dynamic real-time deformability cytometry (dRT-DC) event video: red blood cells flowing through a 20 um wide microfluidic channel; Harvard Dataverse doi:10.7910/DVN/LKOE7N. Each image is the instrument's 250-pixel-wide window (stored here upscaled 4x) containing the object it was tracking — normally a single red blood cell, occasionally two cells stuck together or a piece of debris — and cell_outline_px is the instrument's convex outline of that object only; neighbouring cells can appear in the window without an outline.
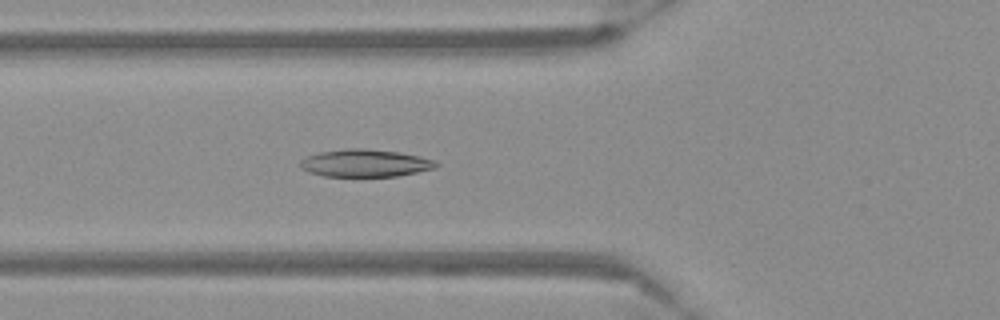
{"species": "Egyptian fruit bat (a non-hibernating species)", "species_latin": "Rousettus aegyptiacus", "temperature_condition": "warm", "stored_images_in_passage": 57, "camera_frame_rate_fps": 3000, "um_per_image_px": 0.085, "frame": {"image": 1, "passage_image": 21, "time_ms": 6.667, "image_size_px": [1000, 320], "cell_outline_px": [[440, 164], [436, 168], [396, 176], [324, 176], [308, 172], [300, 168], [300, 160], [308, 156], [320, 152], [348, 148], [364, 148], [400, 152], [420, 156], [436, 160]], "centroid_in_image_um": [31.06, 13.86], "position_along_channel_um": 94.7, "area_um2": 21.85}}
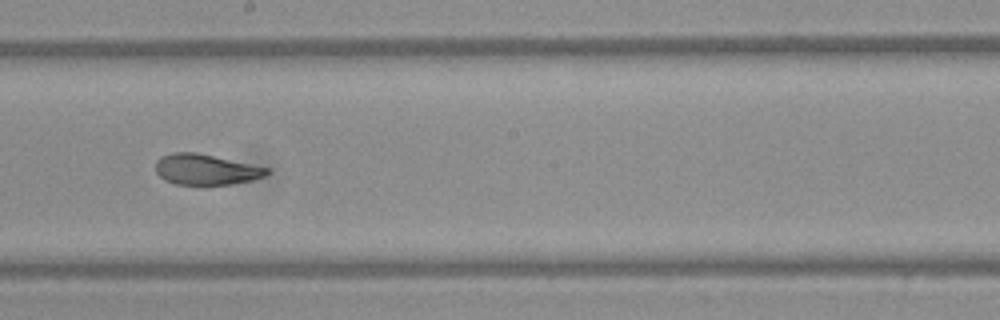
{"frame": {"image": 2, "passage_image": 32, "time_ms": 10.333, "image_size_px": [1000, 320], "cell_outline_px": [[268, 172], [264, 176], [252, 180], [232, 184], [204, 188], [176, 184], [164, 180], [156, 172], [156, 160], [160, 156], [172, 152], [196, 152], [268, 168]], "centroid_in_image_um": [17.44, 14.45], "position_along_channel_um": 230.8, "area_um2": 20.46}}
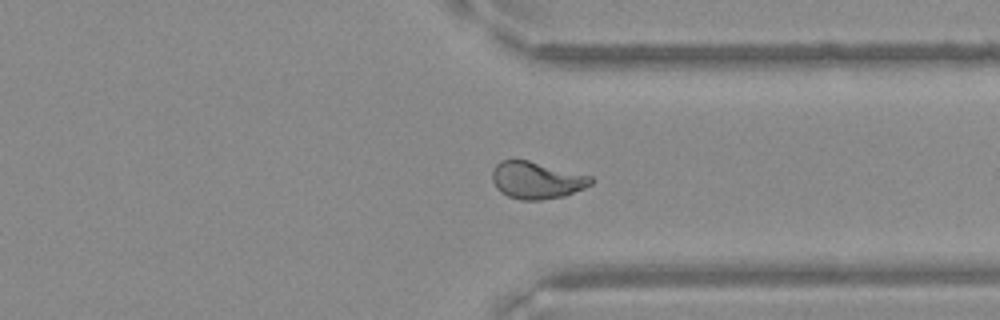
{"frame": {"image": 3, "passage_image": 43, "time_ms": 14.0, "image_size_px": [1000, 320], "cell_outline_px": [[592, 184], [584, 188], [564, 196], [540, 200], [520, 200], [508, 196], [500, 192], [496, 188], [492, 180], [492, 172], [496, 164], [500, 160], [528, 160], [592, 176]], "centroid_in_image_um": [45.59, 15.32], "position_along_channel_um": 365.8, "area_um2": 21.33}}